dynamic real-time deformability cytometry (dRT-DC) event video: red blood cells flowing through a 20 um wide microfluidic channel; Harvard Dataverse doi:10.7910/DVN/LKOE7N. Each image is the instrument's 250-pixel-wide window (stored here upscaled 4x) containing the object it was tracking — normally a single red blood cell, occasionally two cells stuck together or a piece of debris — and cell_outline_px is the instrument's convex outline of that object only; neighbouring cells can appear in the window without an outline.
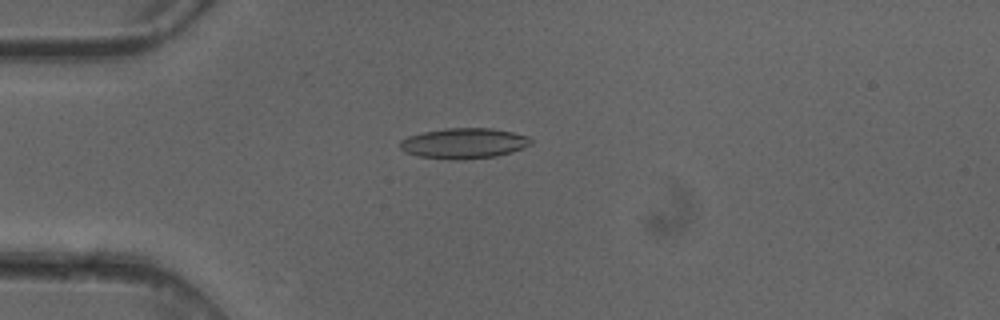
{"species": "common noctule bat (a hibernating species)", "species_latin": "Nyctalus noctula", "temperature_condition": "cold", "stored_images_in_passage": 4, "camera_frame_rate_fps": 3000, "um_per_image_px": 0.085, "animal": {"sex": "female"}, "frame": {"image": 1, "passage_image": 4, "time_ms": 1.0, "image_size_px": [1000, 320], "cell_outline_px": [[532, 140], [528, 144], [512, 152], [496, 156], [460, 160], [448, 160], [420, 156], [404, 152], [400, 148], [400, 140], [408, 136], [424, 132], [444, 128], [492, 128], [512, 132], [528, 136]], "centroid_in_image_um": [39.39, 12.18], "position_along_channel_um": 45.6, "area_um2": 23.18}}